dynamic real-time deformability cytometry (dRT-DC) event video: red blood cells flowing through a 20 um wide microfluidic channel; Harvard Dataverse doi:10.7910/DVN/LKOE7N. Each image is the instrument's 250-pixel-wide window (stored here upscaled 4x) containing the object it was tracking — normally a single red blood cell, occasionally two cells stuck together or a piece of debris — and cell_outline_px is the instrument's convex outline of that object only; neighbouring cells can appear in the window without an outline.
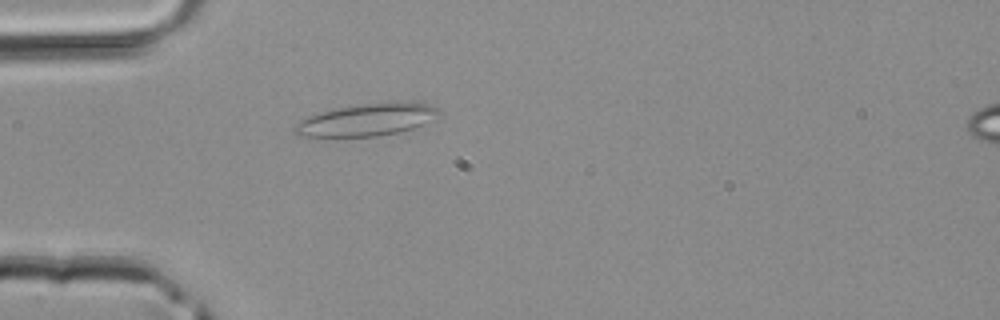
{"species": "common noctule bat (a hibernating species)", "species_latin": "Nyctalus noctula", "temperature_condition": "room temperature", "stored_images_in_passage": 16, "camera_frame_rate_fps": 3000, "um_per_image_px": 0.085, "animal": {"sex": "male", "body_mass_g": 20.4}, "frame": {"image": 1, "passage_image": 6, "time_ms": 1.667, "image_size_px": [1000, 320], "cell_outline_px": [[440, 112], [420, 124], [412, 128], [396, 132], [376, 136], [296, 136], [292, 132], [292, 128], [300, 120], [308, 116], [320, 112], [336, 108], [360, 104], [388, 100], [428, 104], [436, 108]], "centroid_in_image_um": [31.07, 10.16], "position_along_channel_um": 53.9, "area_um2": 26.82}}
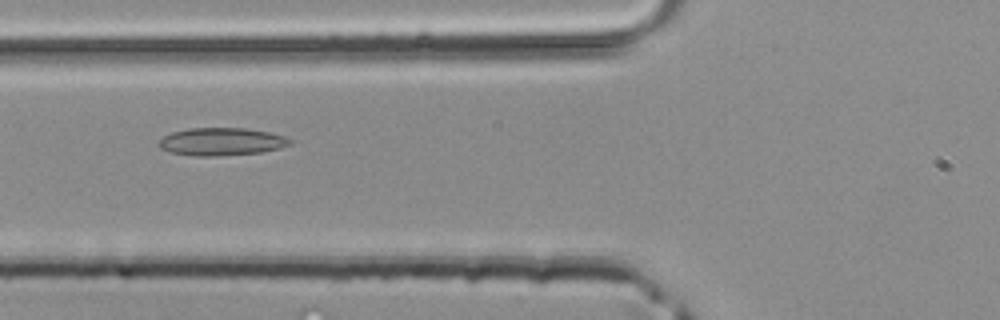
{"frame": {"image": 2, "passage_image": 10, "time_ms": 3.0, "image_size_px": [1000, 320], "cell_outline_px": [[292, 144], [280, 148], [260, 152], [216, 156], [196, 156], [172, 152], [160, 148], [156, 144], [164, 136], [172, 132], [188, 128], [244, 128], [268, 132], [284, 136], [292, 140]], "centroid_in_image_um": [18.82, 12.04], "position_along_channel_um": 107.0, "area_um2": 21.1}}